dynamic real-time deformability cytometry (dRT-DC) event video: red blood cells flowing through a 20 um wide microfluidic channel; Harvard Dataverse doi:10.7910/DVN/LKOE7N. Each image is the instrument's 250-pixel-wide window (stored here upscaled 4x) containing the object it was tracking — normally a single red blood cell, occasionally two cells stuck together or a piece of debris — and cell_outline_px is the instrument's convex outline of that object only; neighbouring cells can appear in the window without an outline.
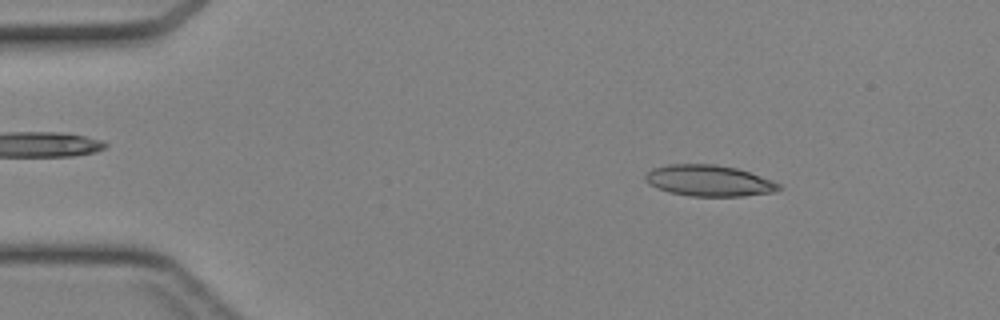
{"species": "Egyptian fruit bat (a non-hibernating species)", "species_latin": "Rousettus aegyptiacus", "temperature_condition": "cold", "stored_images_in_passage": 43, "camera_frame_rate_fps": 3000, "um_per_image_px": 0.085, "animal": {"sex": "female"}, "frame": {"image": 1, "passage_image": 6, "time_ms": 1.667, "image_size_px": [1000, 320], "cell_outline_px": [[780, 188], [772, 192], [744, 196], [692, 196], [668, 192], [656, 188], [648, 184], [644, 180], [644, 176], [652, 168], [668, 164], [716, 164], [736, 168], [772, 180], [780, 184]], "centroid_in_image_um": [60.2, 15.35], "position_along_channel_um": 24.8, "area_um2": 24.22}}
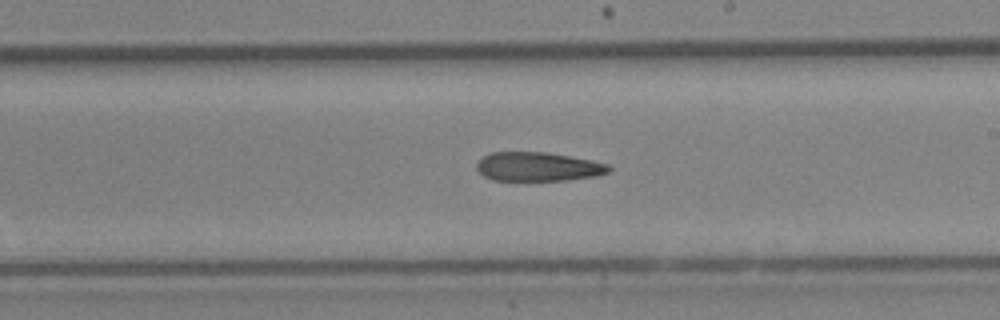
{"frame": {"image": 2, "passage_image": 25, "time_ms": 8.0, "image_size_px": [1000, 320], "cell_outline_px": [[612, 168], [608, 172], [596, 176], [568, 180], [492, 180], [484, 176], [476, 168], [476, 164], [484, 156], [492, 152], [544, 152], [592, 160], [608, 164]], "centroid_in_image_um": [45.74, 14.17], "position_along_channel_um": 243.3, "area_um2": 22.2}}
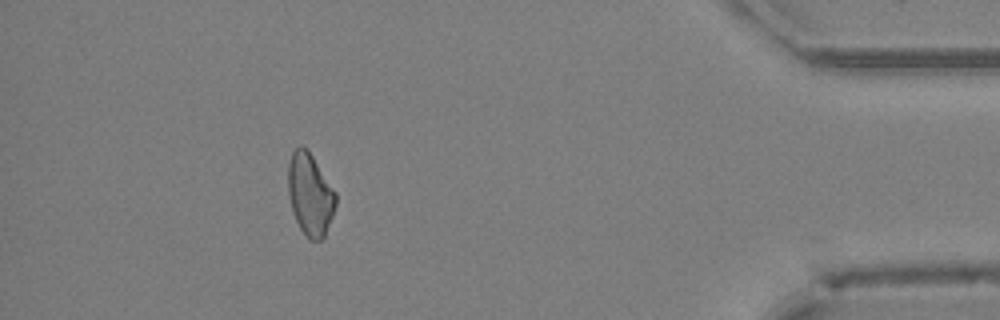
{"frame": {"image": 3, "passage_image": 39, "time_ms": 12.667, "image_size_px": [1000, 320], "cell_outline_px": [[336, 204], [332, 216], [324, 236], [320, 240], [308, 240], [300, 228], [292, 212], [288, 196], [288, 164], [292, 152], [300, 144], [308, 148], [336, 192]], "centroid_in_image_um": [26.34, 16.49], "position_along_channel_um": 408.9, "area_um2": 23.0}}